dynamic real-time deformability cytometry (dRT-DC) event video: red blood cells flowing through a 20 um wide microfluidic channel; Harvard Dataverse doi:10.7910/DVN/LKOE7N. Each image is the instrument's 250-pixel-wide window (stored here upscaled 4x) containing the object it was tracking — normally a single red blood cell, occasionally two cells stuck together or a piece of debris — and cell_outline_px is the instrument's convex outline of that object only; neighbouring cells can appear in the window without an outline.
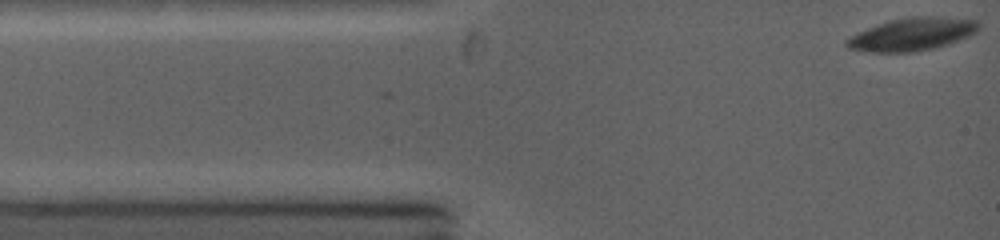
{"species": "common noctule bat (a hibernating species)", "species_latin": "Nyctalus noctula", "temperature_condition": "warm", "stored_images_in_passage": 27, "camera_frame_rate_fps": 5000, "um_per_image_px": 0.085, "animal": {"sex": "female", "body_mass_g": 19.0, "forearm_length_mm": 53.3}, "frame": {"image": 1, "passage_image": 1, "time_ms": 0.0, "image_size_px": [1000, 240], "cell_outline_px": [[976, 28], [972, 32], [948, 44], [932, 48], [912, 52], [868, 52], [852, 48], [848, 44], [848, 40], [852, 36], [860, 32], [880, 24], [896, 20], [972, 20], [976, 24]], "centroid_in_image_um": [77.41, 3.01], "position_along_channel_um": 7.6, "area_um2": 22.37}}
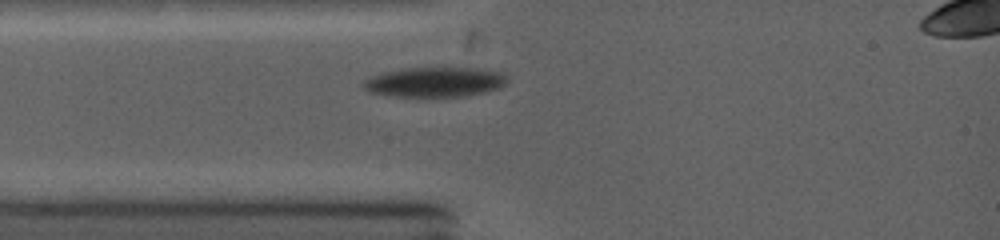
{"frame": {"image": 2, "passage_image": 23, "time_ms": 2.4, "image_size_px": [1000, 240], "cell_outline_px": [[504, 80], [500, 84], [492, 88], [460, 96], [400, 96], [372, 92], [364, 84], [368, 80], [384, 72], [404, 68], [448, 64], [496, 72], [504, 76]], "centroid_in_image_um": [36.91, 6.9], "position_along_channel_um": 48.1, "area_um2": 24.22}}